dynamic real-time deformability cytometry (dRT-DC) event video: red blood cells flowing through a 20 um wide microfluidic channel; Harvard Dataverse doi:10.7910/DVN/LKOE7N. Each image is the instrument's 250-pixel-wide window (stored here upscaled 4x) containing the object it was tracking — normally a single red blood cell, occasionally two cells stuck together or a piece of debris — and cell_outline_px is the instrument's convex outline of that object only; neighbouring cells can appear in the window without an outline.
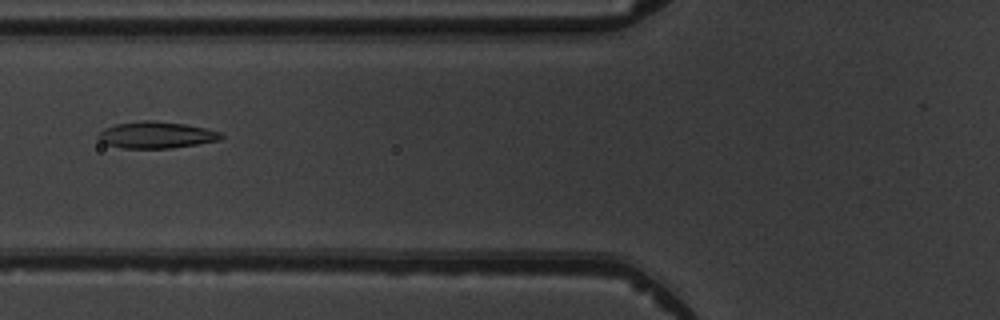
{"species": "common noctule bat (a hibernating species)", "species_latin": "Nyctalus noctula", "temperature_condition": "warm", "stored_images_in_passage": 7, "camera_frame_rate_fps": 3000, "um_per_image_px": 0.085, "animal": {"sex": "male", "body_mass_g": 19.5, "forearm_length_mm": 54.6}, "frame": {"image": 1, "passage_image": 5, "time_ms": 5.0, "image_size_px": [1000, 320], "cell_outline_px": [[224, 136], [220, 140], [172, 148], [120, 148], [108, 144], [100, 140], [96, 136], [104, 128], [116, 124], [140, 120], [152, 120], [184, 124], [204, 128], [220, 132]], "centroid_in_image_um": [13.26, 11.47], "position_along_channel_um": 112.5, "area_um2": 18.96}}
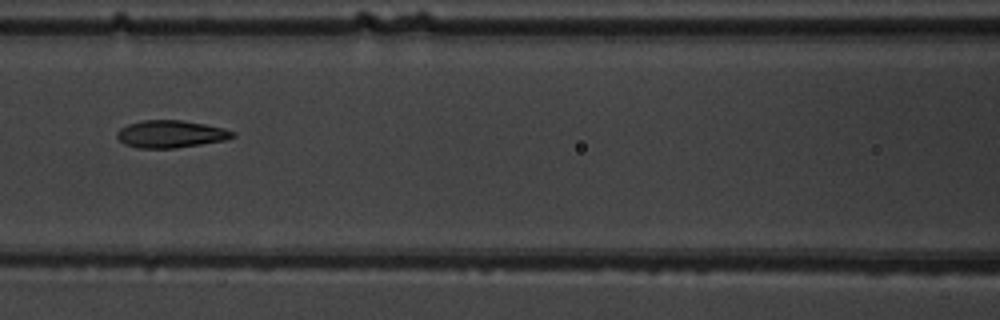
{"frame": {"image": 2, "passage_image": 6, "time_ms": 6.0, "image_size_px": [1000, 320], "cell_outline_px": [[236, 136], [224, 140], [176, 148], [136, 148], [124, 144], [116, 136], [116, 132], [120, 128], [128, 124], [144, 120], [180, 120], [204, 124], [224, 128], [236, 132]], "centroid_in_image_um": [14.5, 11.39], "position_along_channel_um": 152.1, "area_um2": 18.44}}
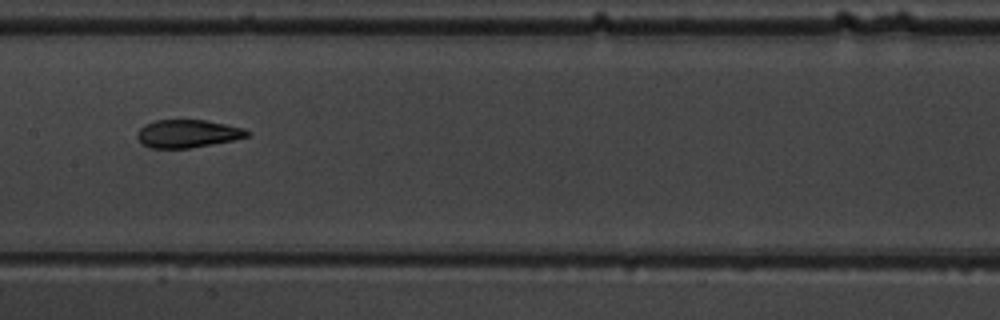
{"frame": {"image": 3, "passage_image": 7, "time_ms": 7.0, "image_size_px": [1000, 320], "cell_outline_px": [[252, 132], [248, 136], [232, 140], [188, 148], [152, 148], [144, 144], [136, 136], [136, 132], [144, 124], [156, 120], [204, 120], [244, 128]], "centroid_in_image_um": [15.93, 11.35], "position_along_channel_um": 191.5, "area_um2": 17.69}}